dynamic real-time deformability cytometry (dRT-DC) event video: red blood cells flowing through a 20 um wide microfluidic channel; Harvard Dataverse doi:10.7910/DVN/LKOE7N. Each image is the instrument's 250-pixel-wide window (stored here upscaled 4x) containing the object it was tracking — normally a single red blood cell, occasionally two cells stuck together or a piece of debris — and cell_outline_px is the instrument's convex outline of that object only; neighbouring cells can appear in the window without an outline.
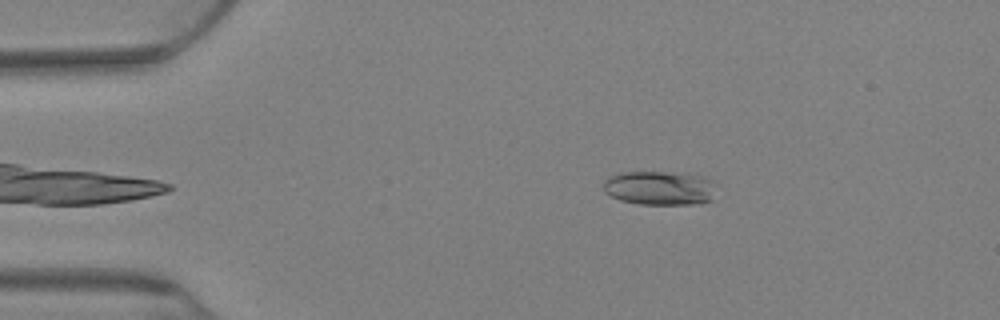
{"species": "Egyptian fruit bat (a non-hibernating species)", "species_latin": "Rousettus aegyptiacus", "temperature_condition": "warm", "stored_images_in_passage": 75, "camera_frame_rate_fps": 3000, "um_per_image_px": 0.085, "animal": {"sex": "female"}, "frame": {"image": 1, "passage_image": 12, "time_ms": 3.667, "image_size_px": [1000, 320], "cell_outline_px": [[720, 184], [712, 200], [700, 204], [640, 204], [620, 200], [604, 192], [604, 180], [608, 176], [620, 172], [688, 172], [704, 176], [716, 180]], "centroid_in_image_um": [56.2, 15.96], "position_along_channel_um": 28.8, "area_um2": 23.35}}
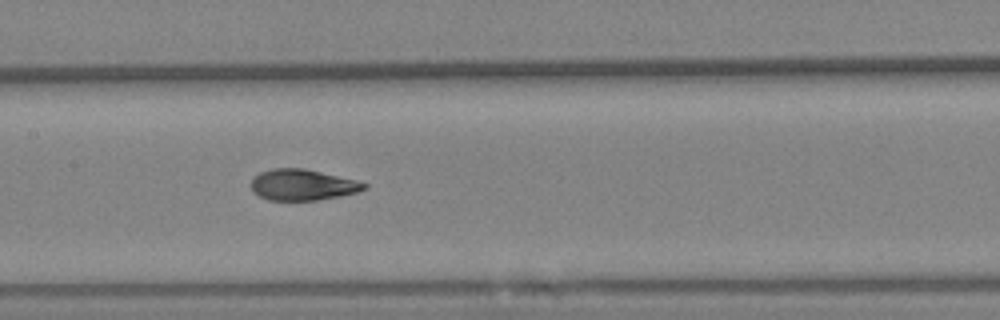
{"frame": {"image": 2, "passage_image": 36, "time_ms": 11.667, "image_size_px": [1000, 320], "cell_outline_px": [[368, 188], [356, 192], [340, 196], [316, 200], [268, 200], [252, 192], [252, 180], [260, 172], [272, 168], [304, 168], [356, 180], [368, 184]], "centroid_in_image_um": [25.72, 15.71], "position_along_channel_um": 181.7, "area_um2": 20.35}}
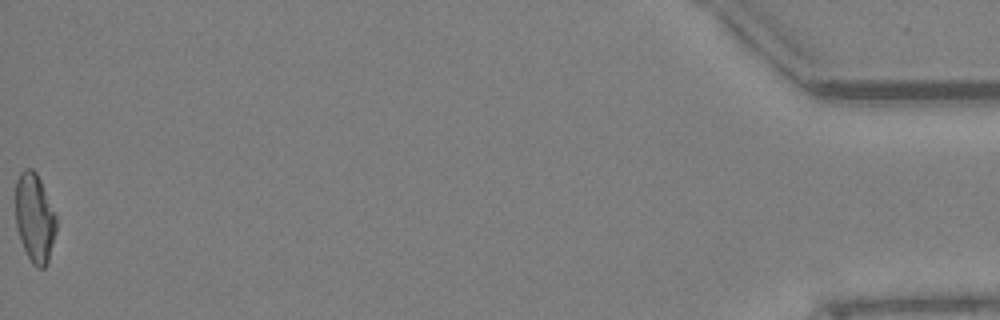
{"frame": {"image": 3, "passage_image": 75, "time_ms": 24.667, "image_size_px": [1000, 320], "cell_outline_px": [[56, 232], [48, 264], [44, 268], [36, 268], [32, 264], [20, 240], [16, 228], [16, 180], [20, 172], [24, 168], [32, 168], [36, 172], [40, 180], [56, 216]], "centroid_in_image_um": [2.94, 18.55], "position_along_channel_um": 432.3, "area_um2": 21.21}, "authors_computed_cell_mechanics": {"area_um2": 21.2126, "velocity_mm_per_s": 2.6934, "shape_relaxation_time_tau1_ms": 8.9511, "shape_relaxation_time_tau2_ms": 1.5541, "deformation_change_tau1": 0.2177, "deformation_change_tau2": 0.0704}}